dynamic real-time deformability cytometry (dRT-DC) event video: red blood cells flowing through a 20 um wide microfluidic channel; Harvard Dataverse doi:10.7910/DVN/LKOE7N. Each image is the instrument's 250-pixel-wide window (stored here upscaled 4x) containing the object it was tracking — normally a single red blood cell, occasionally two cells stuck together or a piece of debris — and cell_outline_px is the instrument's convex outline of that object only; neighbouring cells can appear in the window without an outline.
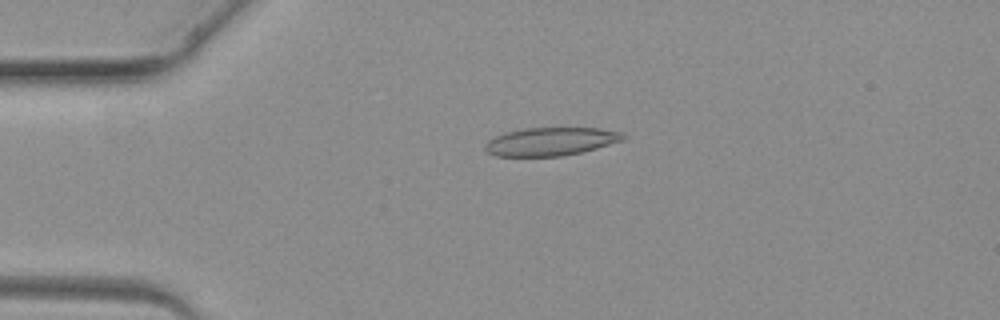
{"species": "common noctule bat (a hibernating species)", "species_latin": "Nyctalus noctula", "temperature_condition": "warm", "stored_images_in_passage": 2, "camera_frame_rate_fps": 3000, "um_per_image_px": 0.085, "animal": {"sex": "female", "body_mass_g": 19.3, "forearm_length_mm": 54.1}, "frame": {"image": 1, "passage_image": 1, "time_ms": 0.0, "image_size_px": [1000, 320], "cell_outline_px": [[624, 140], [596, 148], [580, 152], [560, 156], [496, 156], [488, 152], [484, 148], [488, 140], [504, 132], [524, 128], [600, 128], [620, 132], [624, 136]], "centroid_in_image_um": [46.79, 12.02], "position_along_channel_um": 38.2, "area_um2": 22.48}}
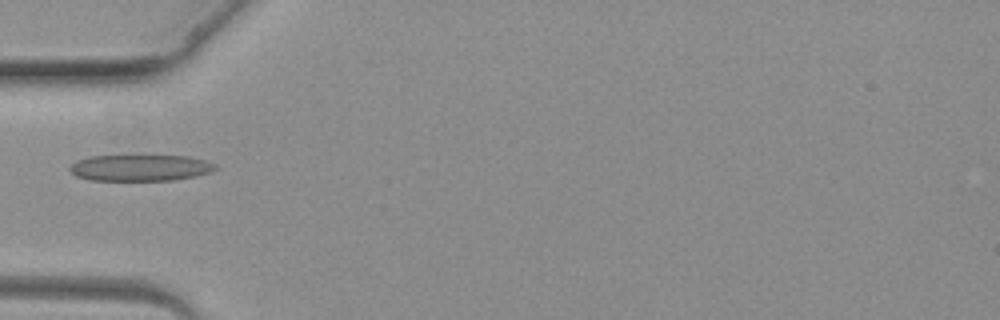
{"frame": {"image": 2, "passage_image": 2, "time_ms": 1.333, "image_size_px": [1000, 320], "cell_outline_px": [[216, 168], [208, 172], [196, 176], [172, 180], [88, 180], [76, 176], [68, 168], [76, 160], [88, 156], [188, 156], [204, 160], [216, 164]], "centroid_in_image_um": [11.88, 14.26], "position_along_channel_um": 73.1, "area_um2": 22.2}}